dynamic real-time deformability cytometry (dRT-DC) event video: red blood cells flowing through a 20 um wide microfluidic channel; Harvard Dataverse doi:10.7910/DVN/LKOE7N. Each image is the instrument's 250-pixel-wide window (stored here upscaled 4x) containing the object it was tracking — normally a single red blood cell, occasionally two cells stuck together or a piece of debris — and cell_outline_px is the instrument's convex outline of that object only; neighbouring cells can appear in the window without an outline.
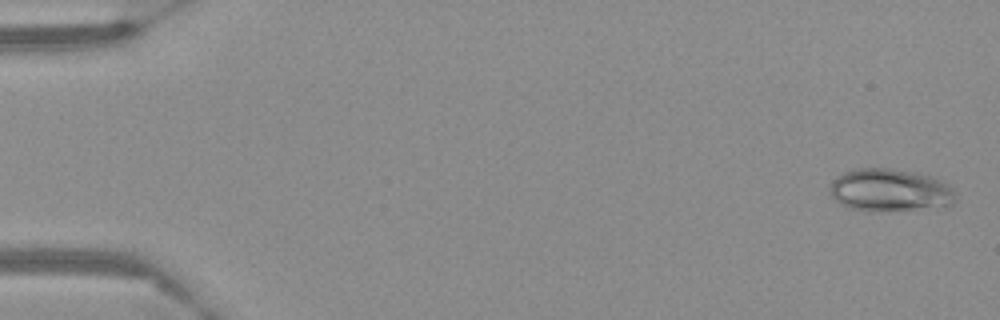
{"species": "Egyptian fruit bat (a non-hibernating species)", "species_latin": "Rousettus aegyptiacus", "temperature_condition": "warm", "stored_images_in_passage": 58, "camera_frame_rate_fps": 3000, "um_per_image_px": 0.085, "frame": {"image": 1, "passage_image": 2, "time_ms": 0.333, "image_size_px": [1000, 320], "cell_outline_px": [[956, 200], [952, 204], [912, 208], [848, 208], [840, 204], [832, 196], [832, 180], [836, 176], [852, 168], [892, 168], [932, 176], [940, 180], [952, 188], [956, 196]], "centroid_in_image_um": [75.62, 16.09], "position_along_channel_um": 9.4, "area_um2": 29.94}}
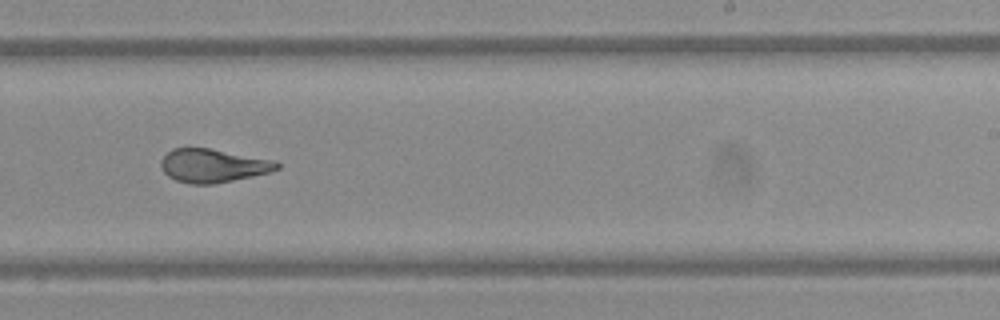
{"frame": {"image": 2, "passage_image": 37, "time_ms": 12.0, "image_size_px": [1000, 320], "cell_outline_px": [[280, 168], [268, 172], [252, 176], [212, 184], [192, 184], [176, 180], [168, 176], [164, 172], [160, 164], [160, 160], [172, 148], [208, 148], [276, 160], [280, 164]], "centroid_in_image_um": [18.1, 14.07], "position_along_channel_um": 270.9, "area_um2": 22.48}}
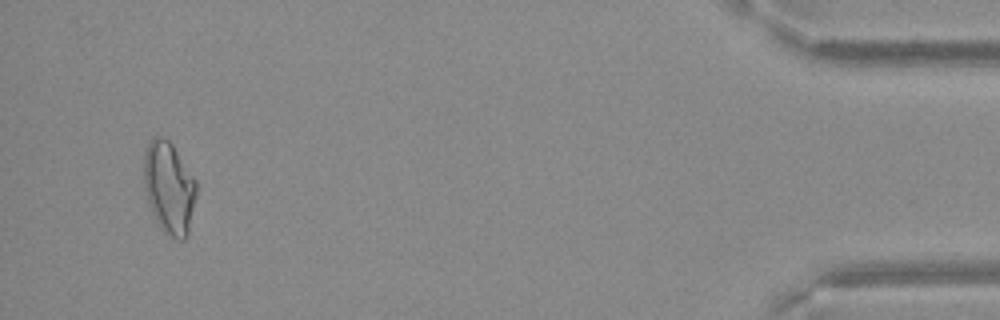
{"frame": {"image": 3, "passage_image": 56, "time_ms": 18.333, "image_size_px": [1000, 320], "cell_outline_px": [[196, 196], [188, 236], [184, 240], [180, 240], [164, 232], [160, 228], [152, 212], [144, 188], [144, 152], [148, 140], [156, 136], [164, 136], [172, 144], [196, 180]], "centroid_in_image_um": [14.37, 15.94], "position_along_channel_um": 420.8, "area_um2": 28.26}}